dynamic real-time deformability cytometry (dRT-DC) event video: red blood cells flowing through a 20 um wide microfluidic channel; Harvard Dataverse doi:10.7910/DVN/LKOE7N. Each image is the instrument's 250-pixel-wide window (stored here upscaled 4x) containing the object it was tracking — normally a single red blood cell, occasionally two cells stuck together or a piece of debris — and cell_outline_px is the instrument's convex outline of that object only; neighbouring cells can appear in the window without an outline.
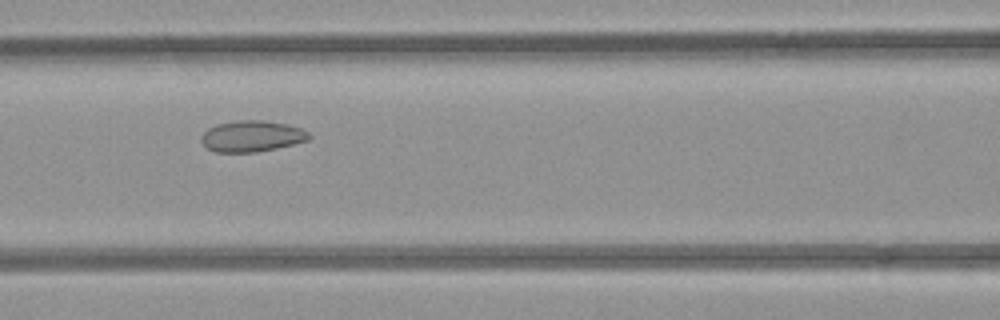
{"species": "common noctule bat (a hibernating species)", "species_latin": "Nyctalus noctula", "temperature_condition": "room temperature", "stored_images_in_passage": 49, "camera_frame_rate_fps": 3000, "um_per_image_px": 0.085, "animal": {"sex": "female", "body_mass_g": 21.9}, "frame": {"image": 1, "passage_image": 21, "time_ms": 6.667, "image_size_px": [1000, 320], "cell_outline_px": [[312, 136], [308, 140], [276, 148], [256, 152], [216, 152], [208, 148], [200, 140], [200, 136], [208, 128], [216, 124], [236, 120], [260, 120], [288, 124], [300, 128], [308, 132]], "centroid_in_image_um": [21.39, 11.57], "position_along_channel_um": 145.2, "area_um2": 19.54}}
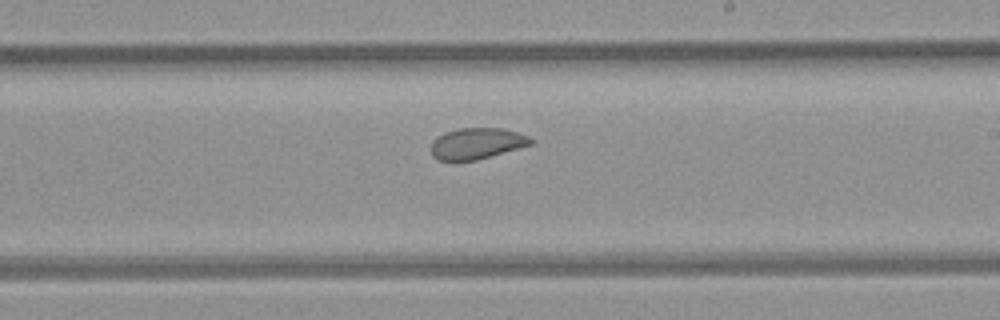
{"frame": {"image": 2, "passage_image": 29, "time_ms": 9.333, "image_size_px": [1000, 320], "cell_outline_px": [[536, 140], [532, 144], [476, 160], [436, 160], [432, 156], [432, 140], [436, 136], [444, 132], [460, 128], [504, 128], [528, 136]], "centroid_in_image_um": [40.52, 12.18], "position_along_channel_um": 248.5, "area_um2": 18.09}}
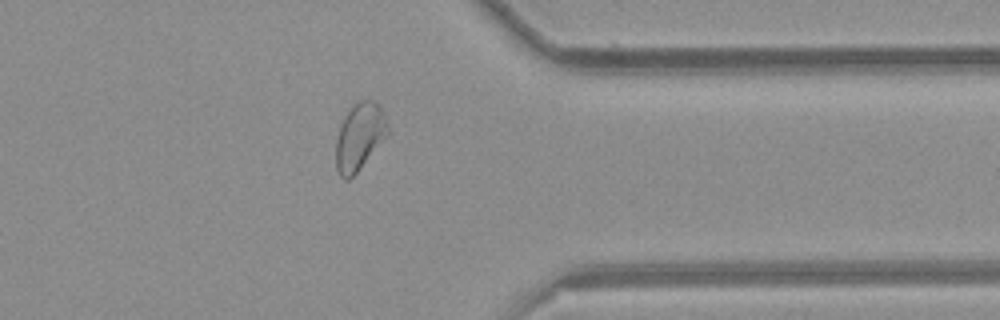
{"frame": {"image": 3, "passage_image": 40, "time_ms": 13.0, "image_size_px": [1000, 320], "cell_outline_px": [[388, 136], [356, 172], [348, 180], [344, 180], [340, 176], [336, 168], [336, 140], [344, 116], [352, 104], [356, 100], [372, 100], [380, 104], [384, 112], [388, 124]], "centroid_in_image_um": [30.57, 11.58], "position_along_channel_um": 380.8, "area_um2": 20.4}, "authors_computed_cell_mechanics": {"area_um2": 21.2126, "velocity_mm_per_s": 3.8791, "shape_relaxation_time_tau1_ms": null, "shape_relaxation_time_tau2_ms": 2.0231, "deformation_change_tau1": null, "deformation_change_tau2": 0.0697}}